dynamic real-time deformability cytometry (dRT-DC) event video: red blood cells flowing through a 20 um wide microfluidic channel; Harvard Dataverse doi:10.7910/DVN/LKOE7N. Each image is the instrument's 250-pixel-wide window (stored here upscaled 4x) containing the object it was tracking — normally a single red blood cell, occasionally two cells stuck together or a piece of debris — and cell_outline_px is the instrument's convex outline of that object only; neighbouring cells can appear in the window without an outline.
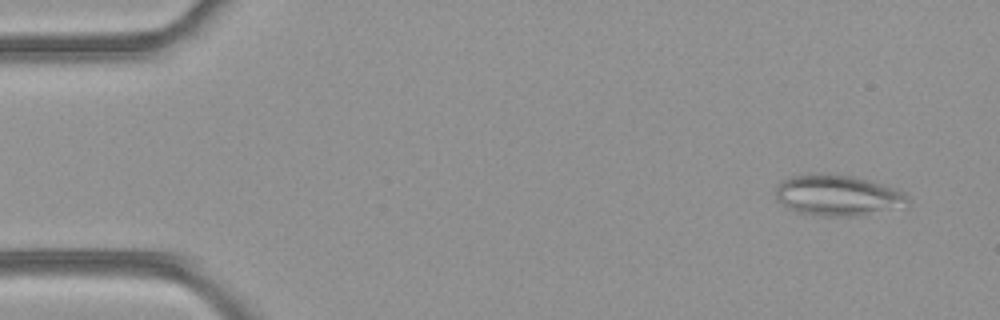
{"species": "common noctule bat (a hibernating species)", "species_latin": "Nyctalus noctula", "temperature_condition": "room temperature", "stored_images_in_passage": 51, "camera_frame_rate_fps": 3000, "um_per_image_px": 0.085, "animal": {"sex": "female", "body_mass_g": 21.9}, "frame": {"image": 1, "passage_image": 4, "time_ms": 1.0, "image_size_px": [1000, 320], "cell_outline_px": [[908, 204], [860, 216], [820, 216], [796, 212], [788, 208], [776, 200], [776, 184], [780, 180], [792, 176], [852, 176], [868, 180], [904, 192], [908, 196]], "centroid_in_image_um": [71.15, 16.64], "position_along_channel_um": 13.8, "area_um2": 30.63}}
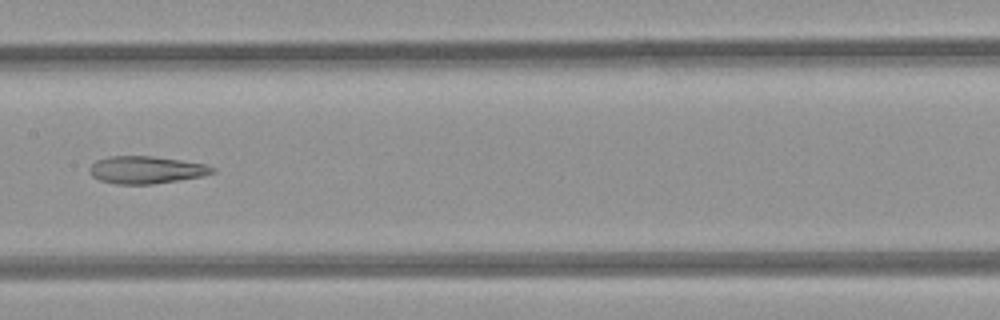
{"frame": {"image": 2, "passage_image": 26, "time_ms": 8.333, "image_size_px": [1000, 320], "cell_outline_px": [[216, 172], [204, 176], [180, 180], [152, 184], [116, 184], [100, 180], [92, 176], [88, 172], [88, 168], [96, 160], [108, 156], [152, 156], [180, 160], [204, 164], [216, 168]], "centroid_in_image_um": [12.42, 14.44], "position_along_channel_um": 195.0, "area_um2": 19.77}}
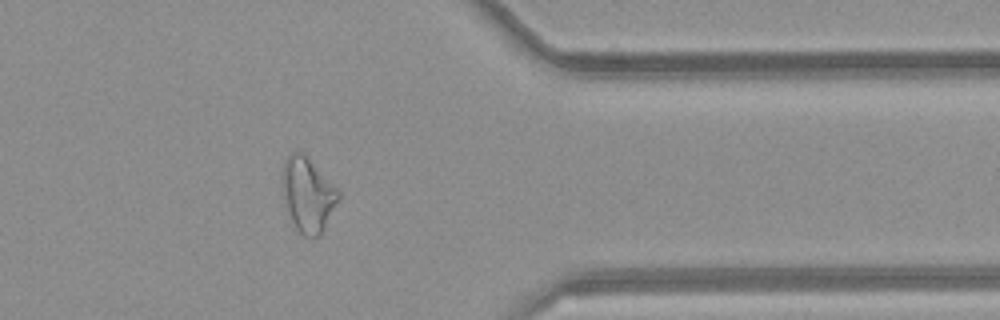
{"frame": {"image": 3, "passage_image": 41, "time_ms": 13.333, "image_size_px": [1000, 320], "cell_outline_px": [[340, 196], [320, 236], [312, 240], [304, 236], [296, 228], [288, 212], [284, 200], [280, 176], [280, 172], [284, 160], [292, 152], [304, 152], [340, 192]], "centroid_in_image_um": [26.13, 16.53], "position_along_channel_um": 385.3, "area_um2": 24.51}, "authors_computed_cell_mechanics": {"area_um2": 26.2412, "velocity_mm_per_s": 4.1264, "shape_relaxation_time_tau1_ms": null, "shape_relaxation_time_tau2_ms": 3.9105, "deformation_change_tau1": null, "deformation_change_tau2": 0.1282}}